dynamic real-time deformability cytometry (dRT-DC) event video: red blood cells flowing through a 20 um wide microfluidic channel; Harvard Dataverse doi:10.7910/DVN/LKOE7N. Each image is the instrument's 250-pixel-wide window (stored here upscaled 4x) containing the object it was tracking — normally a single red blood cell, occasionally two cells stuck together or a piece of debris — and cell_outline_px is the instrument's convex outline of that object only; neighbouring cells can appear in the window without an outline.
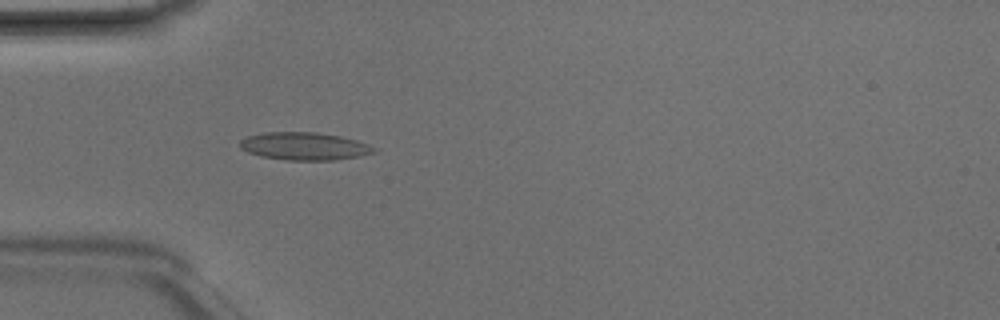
{"species": "Egyptian fruit bat (a non-hibernating species)", "species_latin": "Rousettus aegyptiacus", "temperature_condition": "room temperature", "stored_images_in_passage": 3, "camera_frame_rate_fps": 3000, "um_per_image_px": 0.085, "animal": {"sex": "male"}, "frame": {"image": 1, "passage_image": 3, "time_ms": 0.667, "image_size_px": [1000, 320], "cell_outline_px": [[376, 152], [336, 160], [288, 160], [260, 156], [248, 152], [240, 148], [240, 140], [248, 136], [264, 132], [316, 132], [340, 136], [356, 140], [368, 144], [376, 148]], "centroid_in_image_um": [25.85, 12.42], "position_along_channel_um": 59.1, "area_um2": 21.56}}